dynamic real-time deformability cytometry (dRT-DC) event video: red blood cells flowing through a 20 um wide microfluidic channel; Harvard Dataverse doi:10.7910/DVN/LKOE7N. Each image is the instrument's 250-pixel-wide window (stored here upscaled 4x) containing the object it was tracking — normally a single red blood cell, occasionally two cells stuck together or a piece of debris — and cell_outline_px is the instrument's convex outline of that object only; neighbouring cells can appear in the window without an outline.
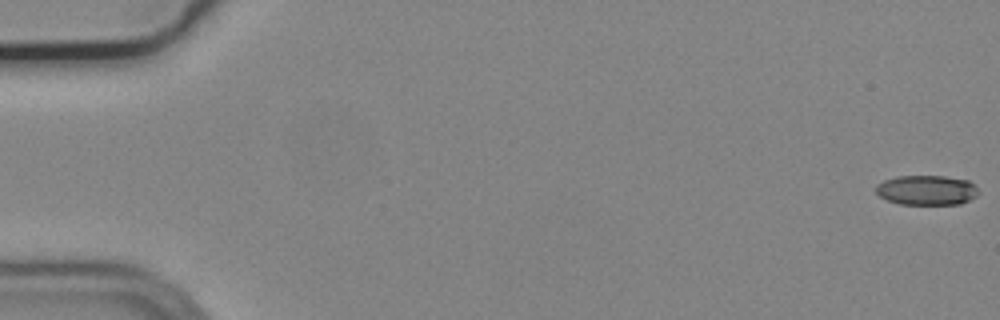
{"species": "common noctule bat (a hibernating species)", "species_latin": "Nyctalus noctula", "temperature_condition": "cold", "stored_images_in_passage": 56, "camera_frame_rate_fps": 3000, "um_per_image_px": 0.085, "animal": {"sex": "male", "body_mass_g": 19.2, "forearm_length_mm": 51.8}, "frame": {"image": 1, "passage_image": 1, "time_ms": 0.0, "image_size_px": [1000, 320], "cell_outline_px": [[976, 196], [960, 204], [900, 204], [888, 200], [880, 196], [876, 192], [876, 184], [884, 180], [896, 176], [944, 176], [968, 180], [976, 188]], "centroid_in_image_um": [78.73, 16.16], "position_along_channel_um": 6.3, "area_um2": 17.63}}
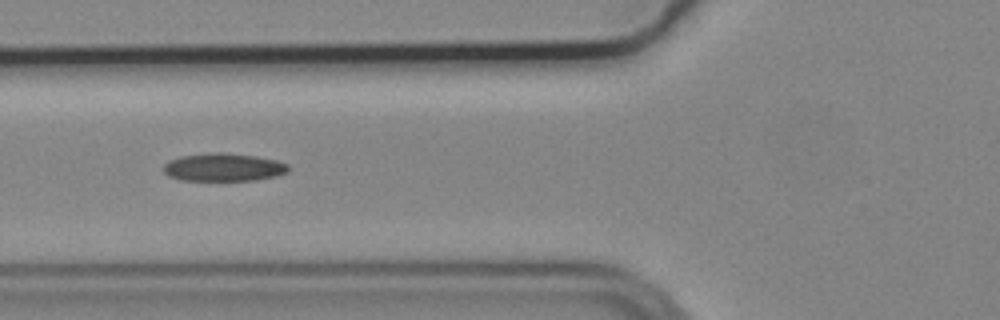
{"frame": {"image": 2, "passage_image": 22, "time_ms": 7.0, "image_size_px": [1000, 320], "cell_outline_px": [[288, 172], [276, 176], [252, 180], [180, 180], [168, 176], [164, 172], [164, 164], [168, 160], [180, 156], [208, 152], [224, 152], [256, 156], [276, 160], [288, 164]], "centroid_in_image_um": [18.97, 14.2], "position_along_channel_um": 106.8, "area_um2": 20.46}}
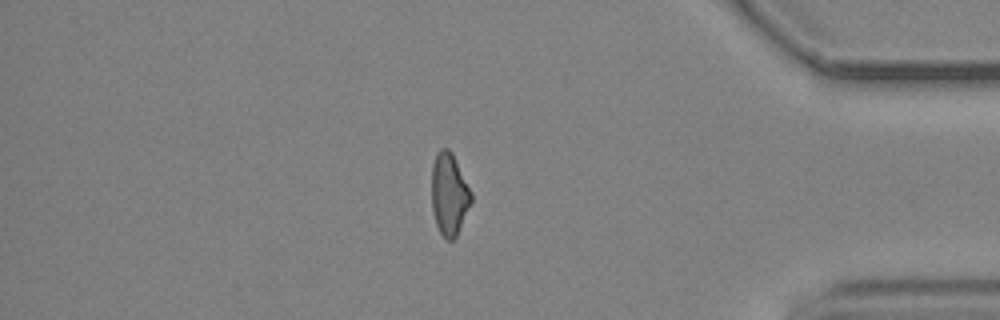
{"frame": {"image": 3, "passage_image": 48, "time_ms": 15.667, "image_size_px": [1000, 320], "cell_outline_px": [[472, 200], [456, 236], [452, 240], [448, 240], [440, 232], [436, 224], [432, 208], [432, 164], [436, 152], [440, 148], [448, 148], [452, 152], [472, 192]], "centroid_in_image_um": [38.17, 16.46], "position_along_channel_um": 397.0, "area_um2": 18.84}, "authors_computed_cell_mechanics": {"area_um2": 19.4497, "velocity_mm_per_s": 3.7112, "shape_relaxation_time_tau1_ms": null, "shape_relaxation_time_tau2_ms": 6.137, "deformation_change_tau1": null, "deformation_change_tau2": 0.1307}}